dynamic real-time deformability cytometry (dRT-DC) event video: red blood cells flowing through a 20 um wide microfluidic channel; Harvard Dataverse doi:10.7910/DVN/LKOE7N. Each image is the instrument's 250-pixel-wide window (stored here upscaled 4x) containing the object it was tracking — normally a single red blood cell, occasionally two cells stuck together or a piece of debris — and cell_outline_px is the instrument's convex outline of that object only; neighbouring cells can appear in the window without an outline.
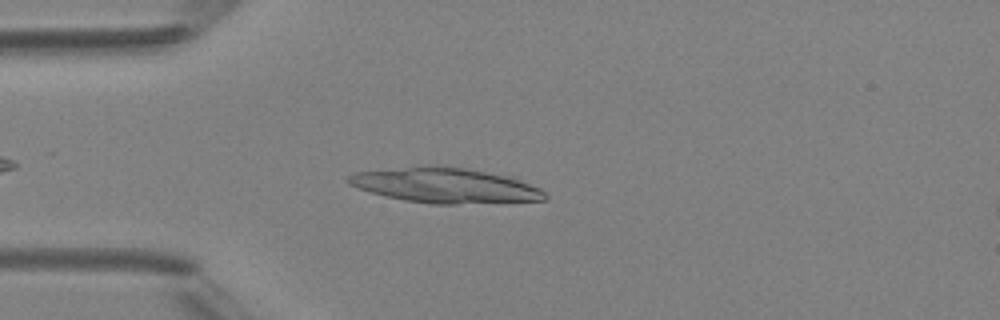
{"species": "Egyptian fruit bat (a non-hibernating species)", "species_latin": "Rousettus aegyptiacus", "temperature_condition": "room temperature", "stored_images_in_passage": 3, "camera_frame_rate_fps": 3000, "um_per_image_px": 0.085, "animal": {"sex": "female"}, "frame": {"image": 1, "passage_image": 3, "time_ms": 3.0, "image_size_px": [1000, 320], "cell_outline_px": [[548, 200], [456, 204], [432, 204], [404, 200], [384, 196], [348, 184], [344, 180], [352, 172], [428, 164], [464, 168], [512, 176], [540, 188], [548, 196]], "centroid_in_image_um": [37.83, 15.75], "position_along_channel_um": 47.2, "area_um2": 40.63}}